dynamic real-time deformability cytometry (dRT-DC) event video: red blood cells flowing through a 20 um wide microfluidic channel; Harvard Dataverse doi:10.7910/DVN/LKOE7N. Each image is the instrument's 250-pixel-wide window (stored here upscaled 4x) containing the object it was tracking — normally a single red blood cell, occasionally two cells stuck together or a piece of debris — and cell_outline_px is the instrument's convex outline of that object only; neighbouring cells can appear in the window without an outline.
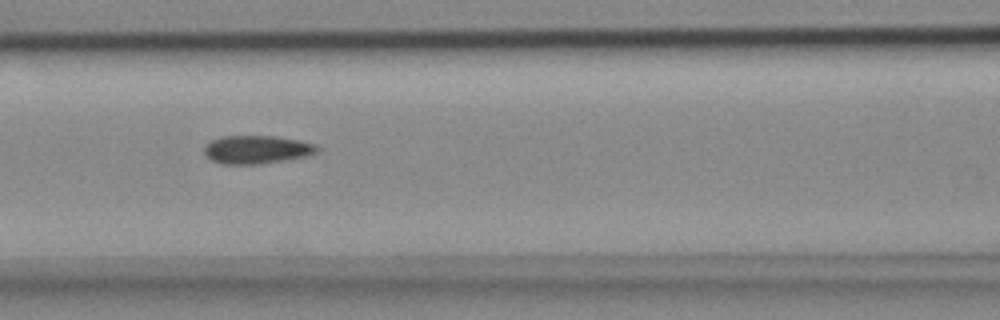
{"species": "common noctule bat (a hibernating species)", "species_latin": "Nyctalus noctula", "temperature_condition": "cold", "stored_images_in_passage": 9, "camera_frame_rate_fps": 3000, "um_per_image_px": 0.085, "animal": {"sex": "female", "body_mass_g": 18.4}, "frame": {"image": 1, "passage_image": 6, "time_ms": 1.667, "image_size_px": [1000, 320], "cell_outline_px": [[320, 148], [316, 152], [308, 156], [260, 164], [220, 164], [212, 160], [204, 152], [204, 144], [220, 136], [276, 136], [300, 140], [316, 144]], "centroid_in_image_um": [21.83, 12.71], "position_along_channel_um": 144.8, "area_um2": 18.73}}
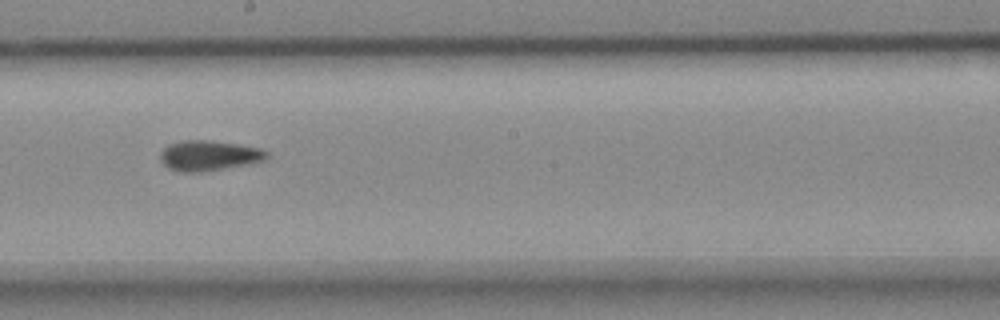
{"frame": {"image": 2, "passage_image": 8, "time_ms": 2.333, "image_size_px": [1000, 320], "cell_outline_px": [[268, 156], [264, 160], [252, 164], [200, 172], [180, 172], [168, 168], [160, 160], [160, 152], [168, 144], [184, 140], [212, 140], [260, 148], [268, 152]], "centroid_in_image_um": [17.75, 13.23], "position_along_channel_um": 230.4, "area_um2": 18.9}}
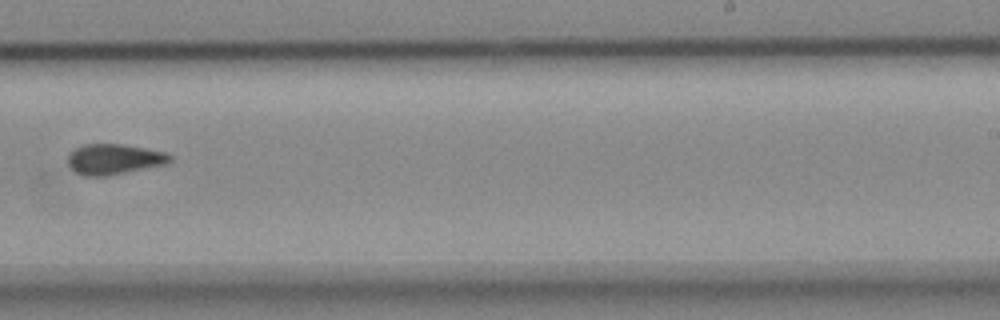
{"frame": {"image": 3, "passage_image": 9, "time_ms": 2.667, "image_size_px": [1000, 320], "cell_outline_px": [[172, 160], [168, 164], [108, 176], [84, 176], [76, 172], [68, 164], [68, 152], [84, 144], [124, 144], [168, 152], [172, 156]], "centroid_in_image_um": [9.73, 13.53], "position_along_channel_um": 279.3, "area_um2": 18.44}}